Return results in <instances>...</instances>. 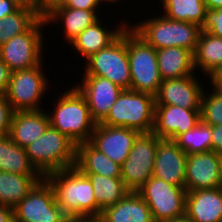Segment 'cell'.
I'll list each match as a JSON object with an SVG mask.
<instances>
[{
  "label": "cell",
  "mask_w": 222,
  "mask_h": 222,
  "mask_svg": "<svg viewBox=\"0 0 222 222\" xmlns=\"http://www.w3.org/2000/svg\"><path fill=\"white\" fill-rule=\"evenodd\" d=\"M68 2L69 0H37V13L40 18L46 19L52 12Z\"/></svg>",
  "instance_id": "cell-36"
},
{
  "label": "cell",
  "mask_w": 222,
  "mask_h": 222,
  "mask_svg": "<svg viewBox=\"0 0 222 222\" xmlns=\"http://www.w3.org/2000/svg\"><path fill=\"white\" fill-rule=\"evenodd\" d=\"M187 154L174 140L162 139L156 150L152 176L185 187Z\"/></svg>",
  "instance_id": "cell-18"
},
{
  "label": "cell",
  "mask_w": 222,
  "mask_h": 222,
  "mask_svg": "<svg viewBox=\"0 0 222 222\" xmlns=\"http://www.w3.org/2000/svg\"><path fill=\"white\" fill-rule=\"evenodd\" d=\"M214 90L222 92V64H220L209 76Z\"/></svg>",
  "instance_id": "cell-41"
},
{
  "label": "cell",
  "mask_w": 222,
  "mask_h": 222,
  "mask_svg": "<svg viewBox=\"0 0 222 222\" xmlns=\"http://www.w3.org/2000/svg\"><path fill=\"white\" fill-rule=\"evenodd\" d=\"M200 112L203 123L210 126L222 125V92H203Z\"/></svg>",
  "instance_id": "cell-33"
},
{
  "label": "cell",
  "mask_w": 222,
  "mask_h": 222,
  "mask_svg": "<svg viewBox=\"0 0 222 222\" xmlns=\"http://www.w3.org/2000/svg\"><path fill=\"white\" fill-rule=\"evenodd\" d=\"M42 178V175H23L0 171V204L14 208Z\"/></svg>",
  "instance_id": "cell-26"
},
{
  "label": "cell",
  "mask_w": 222,
  "mask_h": 222,
  "mask_svg": "<svg viewBox=\"0 0 222 222\" xmlns=\"http://www.w3.org/2000/svg\"><path fill=\"white\" fill-rule=\"evenodd\" d=\"M174 141L187 155L211 151V126L200 121Z\"/></svg>",
  "instance_id": "cell-32"
},
{
  "label": "cell",
  "mask_w": 222,
  "mask_h": 222,
  "mask_svg": "<svg viewBox=\"0 0 222 222\" xmlns=\"http://www.w3.org/2000/svg\"><path fill=\"white\" fill-rule=\"evenodd\" d=\"M201 109L155 105L153 132L161 139L175 140L201 121Z\"/></svg>",
  "instance_id": "cell-16"
},
{
  "label": "cell",
  "mask_w": 222,
  "mask_h": 222,
  "mask_svg": "<svg viewBox=\"0 0 222 222\" xmlns=\"http://www.w3.org/2000/svg\"><path fill=\"white\" fill-rule=\"evenodd\" d=\"M211 151L222 153V125L211 126Z\"/></svg>",
  "instance_id": "cell-37"
},
{
  "label": "cell",
  "mask_w": 222,
  "mask_h": 222,
  "mask_svg": "<svg viewBox=\"0 0 222 222\" xmlns=\"http://www.w3.org/2000/svg\"><path fill=\"white\" fill-rule=\"evenodd\" d=\"M207 10L222 8V0H204Z\"/></svg>",
  "instance_id": "cell-44"
},
{
  "label": "cell",
  "mask_w": 222,
  "mask_h": 222,
  "mask_svg": "<svg viewBox=\"0 0 222 222\" xmlns=\"http://www.w3.org/2000/svg\"><path fill=\"white\" fill-rule=\"evenodd\" d=\"M75 167L82 174H100L105 177L121 178V165L95 149L89 142L76 145Z\"/></svg>",
  "instance_id": "cell-23"
},
{
  "label": "cell",
  "mask_w": 222,
  "mask_h": 222,
  "mask_svg": "<svg viewBox=\"0 0 222 222\" xmlns=\"http://www.w3.org/2000/svg\"><path fill=\"white\" fill-rule=\"evenodd\" d=\"M65 6L83 10H97L100 7L97 0H69Z\"/></svg>",
  "instance_id": "cell-38"
},
{
  "label": "cell",
  "mask_w": 222,
  "mask_h": 222,
  "mask_svg": "<svg viewBox=\"0 0 222 222\" xmlns=\"http://www.w3.org/2000/svg\"><path fill=\"white\" fill-rule=\"evenodd\" d=\"M37 8L20 7L12 15L0 19V46L26 32L38 19Z\"/></svg>",
  "instance_id": "cell-31"
},
{
  "label": "cell",
  "mask_w": 222,
  "mask_h": 222,
  "mask_svg": "<svg viewBox=\"0 0 222 222\" xmlns=\"http://www.w3.org/2000/svg\"><path fill=\"white\" fill-rule=\"evenodd\" d=\"M139 132L125 127L96 124L89 143L109 159L122 165Z\"/></svg>",
  "instance_id": "cell-13"
},
{
  "label": "cell",
  "mask_w": 222,
  "mask_h": 222,
  "mask_svg": "<svg viewBox=\"0 0 222 222\" xmlns=\"http://www.w3.org/2000/svg\"><path fill=\"white\" fill-rule=\"evenodd\" d=\"M82 81L75 87L85 97L92 120L96 124H100L123 89L100 76H83Z\"/></svg>",
  "instance_id": "cell-15"
},
{
  "label": "cell",
  "mask_w": 222,
  "mask_h": 222,
  "mask_svg": "<svg viewBox=\"0 0 222 222\" xmlns=\"http://www.w3.org/2000/svg\"><path fill=\"white\" fill-rule=\"evenodd\" d=\"M137 193L151 209L154 222H169L185 215V187L172 185L152 176Z\"/></svg>",
  "instance_id": "cell-9"
},
{
  "label": "cell",
  "mask_w": 222,
  "mask_h": 222,
  "mask_svg": "<svg viewBox=\"0 0 222 222\" xmlns=\"http://www.w3.org/2000/svg\"><path fill=\"white\" fill-rule=\"evenodd\" d=\"M159 138L153 131L139 133L121 165V179L129 192H137L153 174Z\"/></svg>",
  "instance_id": "cell-8"
},
{
  "label": "cell",
  "mask_w": 222,
  "mask_h": 222,
  "mask_svg": "<svg viewBox=\"0 0 222 222\" xmlns=\"http://www.w3.org/2000/svg\"><path fill=\"white\" fill-rule=\"evenodd\" d=\"M135 25L131 24V28L155 49L182 47L192 53L202 30L195 23L172 20L162 14Z\"/></svg>",
  "instance_id": "cell-4"
},
{
  "label": "cell",
  "mask_w": 222,
  "mask_h": 222,
  "mask_svg": "<svg viewBox=\"0 0 222 222\" xmlns=\"http://www.w3.org/2000/svg\"><path fill=\"white\" fill-rule=\"evenodd\" d=\"M0 171L41 175L30 163L25 148L14 143L9 135L0 137Z\"/></svg>",
  "instance_id": "cell-28"
},
{
  "label": "cell",
  "mask_w": 222,
  "mask_h": 222,
  "mask_svg": "<svg viewBox=\"0 0 222 222\" xmlns=\"http://www.w3.org/2000/svg\"><path fill=\"white\" fill-rule=\"evenodd\" d=\"M127 54L130 63V90L155 96L162 82L156 49L140 37L130 27V23L127 26Z\"/></svg>",
  "instance_id": "cell-6"
},
{
  "label": "cell",
  "mask_w": 222,
  "mask_h": 222,
  "mask_svg": "<svg viewBox=\"0 0 222 222\" xmlns=\"http://www.w3.org/2000/svg\"><path fill=\"white\" fill-rule=\"evenodd\" d=\"M25 150L30 163L43 177L51 172L75 167L76 144L51 125Z\"/></svg>",
  "instance_id": "cell-3"
},
{
  "label": "cell",
  "mask_w": 222,
  "mask_h": 222,
  "mask_svg": "<svg viewBox=\"0 0 222 222\" xmlns=\"http://www.w3.org/2000/svg\"><path fill=\"white\" fill-rule=\"evenodd\" d=\"M154 115L155 96L130 89L122 90L100 124L146 133L153 130Z\"/></svg>",
  "instance_id": "cell-5"
},
{
  "label": "cell",
  "mask_w": 222,
  "mask_h": 222,
  "mask_svg": "<svg viewBox=\"0 0 222 222\" xmlns=\"http://www.w3.org/2000/svg\"><path fill=\"white\" fill-rule=\"evenodd\" d=\"M12 71L0 58V94H5Z\"/></svg>",
  "instance_id": "cell-39"
},
{
  "label": "cell",
  "mask_w": 222,
  "mask_h": 222,
  "mask_svg": "<svg viewBox=\"0 0 222 222\" xmlns=\"http://www.w3.org/2000/svg\"><path fill=\"white\" fill-rule=\"evenodd\" d=\"M84 175L89 178L92 184L98 204V217L104 208L116 204L129 192L121 178L105 177L100 174Z\"/></svg>",
  "instance_id": "cell-29"
},
{
  "label": "cell",
  "mask_w": 222,
  "mask_h": 222,
  "mask_svg": "<svg viewBox=\"0 0 222 222\" xmlns=\"http://www.w3.org/2000/svg\"><path fill=\"white\" fill-rule=\"evenodd\" d=\"M193 64L195 70L202 69L205 76L222 64V38L201 30L193 53Z\"/></svg>",
  "instance_id": "cell-27"
},
{
  "label": "cell",
  "mask_w": 222,
  "mask_h": 222,
  "mask_svg": "<svg viewBox=\"0 0 222 222\" xmlns=\"http://www.w3.org/2000/svg\"><path fill=\"white\" fill-rule=\"evenodd\" d=\"M42 65L11 73L5 96L14 111L41 110L39 103L49 84Z\"/></svg>",
  "instance_id": "cell-11"
},
{
  "label": "cell",
  "mask_w": 222,
  "mask_h": 222,
  "mask_svg": "<svg viewBox=\"0 0 222 222\" xmlns=\"http://www.w3.org/2000/svg\"><path fill=\"white\" fill-rule=\"evenodd\" d=\"M84 76H100L123 90L130 89V63L127 54V27L107 47L86 59Z\"/></svg>",
  "instance_id": "cell-7"
},
{
  "label": "cell",
  "mask_w": 222,
  "mask_h": 222,
  "mask_svg": "<svg viewBox=\"0 0 222 222\" xmlns=\"http://www.w3.org/2000/svg\"><path fill=\"white\" fill-rule=\"evenodd\" d=\"M220 187L219 153L215 151L187 155L185 190Z\"/></svg>",
  "instance_id": "cell-17"
},
{
  "label": "cell",
  "mask_w": 222,
  "mask_h": 222,
  "mask_svg": "<svg viewBox=\"0 0 222 222\" xmlns=\"http://www.w3.org/2000/svg\"><path fill=\"white\" fill-rule=\"evenodd\" d=\"M49 125L48 113L43 109L14 111L9 136L18 146L25 148L42 136Z\"/></svg>",
  "instance_id": "cell-20"
},
{
  "label": "cell",
  "mask_w": 222,
  "mask_h": 222,
  "mask_svg": "<svg viewBox=\"0 0 222 222\" xmlns=\"http://www.w3.org/2000/svg\"><path fill=\"white\" fill-rule=\"evenodd\" d=\"M98 16L97 10H83L63 6L52 12L45 20L47 25L59 21L64 23L65 38L71 44L84 29L100 18Z\"/></svg>",
  "instance_id": "cell-25"
},
{
  "label": "cell",
  "mask_w": 222,
  "mask_h": 222,
  "mask_svg": "<svg viewBox=\"0 0 222 222\" xmlns=\"http://www.w3.org/2000/svg\"><path fill=\"white\" fill-rule=\"evenodd\" d=\"M66 222H101L99 217H76L68 218Z\"/></svg>",
  "instance_id": "cell-45"
},
{
  "label": "cell",
  "mask_w": 222,
  "mask_h": 222,
  "mask_svg": "<svg viewBox=\"0 0 222 222\" xmlns=\"http://www.w3.org/2000/svg\"><path fill=\"white\" fill-rule=\"evenodd\" d=\"M101 222H154L151 209L137 192H128L119 202L101 211Z\"/></svg>",
  "instance_id": "cell-21"
},
{
  "label": "cell",
  "mask_w": 222,
  "mask_h": 222,
  "mask_svg": "<svg viewBox=\"0 0 222 222\" xmlns=\"http://www.w3.org/2000/svg\"><path fill=\"white\" fill-rule=\"evenodd\" d=\"M197 76L164 79L155 95V105H175L186 109H201L204 92Z\"/></svg>",
  "instance_id": "cell-14"
},
{
  "label": "cell",
  "mask_w": 222,
  "mask_h": 222,
  "mask_svg": "<svg viewBox=\"0 0 222 222\" xmlns=\"http://www.w3.org/2000/svg\"><path fill=\"white\" fill-rule=\"evenodd\" d=\"M58 99L53 112H48L50 125L76 145L89 142L96 123L92 120L85 97L74 86L65 90Z\"/></svg>",
  "instance_id": "cell-2"
},
{
  "label": "cell",
  "mask_w": 222,
  "mask_h": 222,
  "mask_svg": "<svg viewBox=\"0 0 222 222\" xmlns=\"http://www.w3.org/2000/svg\"><path fill=\"white\" fill-rule=\"evenodd\" d=\"M169 222H194V221L185 214V215H183L181 217H177Z\"/></svg>",
  "instance_id": "cell-46"
},
{
  "label": "cell",
  "mask_w": 222,
  "mask_h": 222,
  "mask_svg": "<svg viewBox=\"0 0 222 222\" xmlns=\"http://www.w3.org/2000/svg\"><path fill=\"white\" fill-rule=\"evenodd\" d=\"M166 18L192 22L200 27L205 23L206 11L204 0H162Z\"/></svg>",
  "instance_id": "cell-30"
},
{
  "label": "cell",
  "mask_w": 222,
  "mask_h": 222,
  "mask_svg": "<svg viewBox=\"0 0 222 222\" xmlns=\"http://www.w3.org/2000/svg\"><path fill=\"white\" fill-rule=\"evenodd\" d=\"M120 22L113 30L105 28L100 18L84 29L71 43L84 60L111 44L129 25ZM124 24V25H123ZM104 26V27H103Z\"/></svg>",
  "instance_id": "cell-22"
},
{
  "label": "cell",
  "mask_w": 222,
  "mask_h": 222,
  "mask_svg": "<svg viewBox=\"0 0 222 222\" xmlns=\"http://www.w3.org/2000/svg\"><path fill=\"white\" fill-rule=\"evenodd\" d=\"M220 187L222 188V153H219Z\"/></svg>",
  "instance_id": "cell-47"
},
{
  "label": "cell",
  "mask_w": 222,
  "mask_h": 222,
  "mask_svg": "<svg viewBox=\"0 0 222 222\" xmlns=\"http://www.w3.org/2000/svg\"><path fill=\"white\" fill-rule=\"evenodd\" d=\"M185 214L194 222H222V188L188 191Z\"/></svg>",
  "instance_id": "cell-19"
},
{
  "label": "cell",
  "mask_w": 222,
  "mask_h": 222,
  "mask_svg": "<svg viewBox=\"0 0 222 222\" xmlns=\"http://www.w3.org/2000/svg\"><path fill=\"white\" fill-rule=\"evenodd\" d=\"M20 6L13 0H0V19L12 15Z\"/></svg>",
  "instance_id": "cell-40"
},
{
  "label": "cell",
  "mask_w": 222,
  "mask_h": 222,
  "mask_svg": "<svg viewBox=\"0 0 222 222\" xmlns=\"http://www.w3.org/2000/svg\"><path fill=\"white\" fill-rule=\"evenodd\" d=\"M117 1L119 2V0H97L99 5H101L103 2H109L113 4L114 2L116 3Z\"/></svg>",
  "instance_id": "cell-48"
},
{
  "label": "cell",
  "mask_w": 222,
  "mask_h": 222,
  "mask_svg": "<svg viewBox=\"0 0 222 222\" xmlns=\"http://www.w3.org/2000/svg\"><path fill=\"white\" fill-rule=\"evenodd\" d=\"M0 222H14V208L0 204Z\"/></svg>",
  "instance_id": "cell-42"
},
{
  "label": "cell",
  "mask_w": 222,
  "mask_h": 222,
  "mask_svg": "<svg viewBox=\"0 0 222 222\" xmlns=\"http://www.w3.org/2000/svg\"><path fill=\"white\" fill-rule=\"evenodd\" d=\"M45 26L46 20L39 18L26 32L0 46V58L12 72L29 69L43 62L44 37L41 28Z\"/></svg>",
  "instance_id": "cell-10"
},
{
  "label": "cell",
  "mask_w": 222,
  "mask_h": 222,
  "mask_svg": "<svg viewBox=\"0 0 222 222\" xmlns=\"http://www.w3.org/2000/svg\"><path fill=\"white\" fill-rule=\"evenodd\" d=\"M159 74L162 80L195 74L193 53L182 47L156 49Z\"/></svg>",
  "instance_id": "cell-24"
},
{
  "label": "cell",
  "mask_w": 222,
  "mask_h": 222,
  "mask_svg": "<svg viewBox=\"0 0 222 222\" xmlns=\"http://www.w3.org/2000/svg\"><path fill=\"white\" fill-rule=\"evenodd\" d=\"M20 7L37 8V0H13Z\"/></svg>",
  "instance_id": "cell-43"
},
{
  "label": "cell",
  "mask_w": 222,
  "mask_h": 222,
  "mask_svg": "<svg viewBox=\"0 0 222 222\" xmlns=\"http://www.w3.org/2000/svg\"><path fill=\"white\" fill-rule=\"evenodd\" d=\"M68 218L57 204L54 190L45 177L14 207V222H66Z\"/></svg>",
  "instance_id": "cell-12"
},
{
  "label": "cell",
  "mask_w": 222,
  "mask_h": 222,
  "mask_svg": "<svg viewBox=\"0 0 222 222\" xmlns=\"http://www.w3.org/2000/svg\"><path fill=\"white\" fill-rule=\"evenodd\" d=\"M52 186L56 202L69 217H98V204L89 178L76 167L45 176Z\"/></svg>",
  "instance_id": "cell-1"
},
{
  "label": "cell",
  "mask_w": 222,
  "mask_h": 222,
  "mask_svg": "<svg viewBox=\"0 0 222 222\" xmlns=\"http://www.w3.org/2000/svg\"><path fill=\"white\" fill-rule=\"evenodd\" d=\"M14 110L5 94H0V137L9 135Z\"/></svg>",
  "instance_id": "cell-35"
},
{
  "label": "cell",
  "mask_w": 222,
  "mask_h": 222,
  "mask_svg": "<svg viewBox=\"0 0 222 222\" xmlns=\"http://www.w3.org/2000/svg\"><path fill=\"white\" fill-rule=\"evenodd\" d=\"M202 30L222 38V8L206 11V19Z\"/></svg>",
  "instance_id": "cell-34"
}]
</instances>
